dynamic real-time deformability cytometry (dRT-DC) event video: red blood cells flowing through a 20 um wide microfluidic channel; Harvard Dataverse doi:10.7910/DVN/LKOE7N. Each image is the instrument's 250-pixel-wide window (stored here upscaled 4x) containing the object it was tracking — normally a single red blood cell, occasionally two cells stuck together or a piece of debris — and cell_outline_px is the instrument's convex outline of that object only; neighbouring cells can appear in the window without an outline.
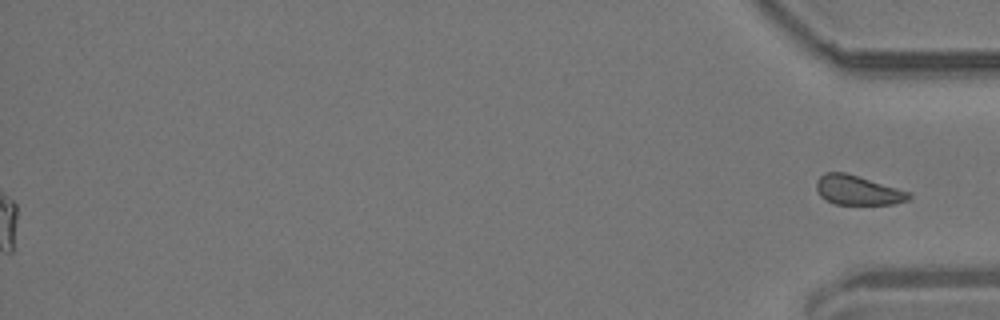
{"species": "common noctule bat (a hibernating species)", "species_latin": "Nyctalus noctula", "temperature_condition": "room temperature", "stored_images_in_passage": 46, "segment_of_instrument_passage": [2, 2], "camera_frame_rate_fps": 3000, "um_per_image_px": 0.085, "animal": {"sex": "male", "body_mass_g": 19.2, "forearm_length_mm": 51.8}, "frame": {"image": 1, "passage_image": 46, "time_ms": 15.0, "image_size_px": [1000, 320], "cell_outline_px": [[912, 196], [908, 200], [892, 204], [836, 204], [820, 196], [816, 188], [816, 180], [824, 172], [844, 172], [896, 188], [908, 192]], "centroid_in_image_um": [72.86, 16.17], "position_along_channel_um": 362.3, "area_um2": 15.55}}